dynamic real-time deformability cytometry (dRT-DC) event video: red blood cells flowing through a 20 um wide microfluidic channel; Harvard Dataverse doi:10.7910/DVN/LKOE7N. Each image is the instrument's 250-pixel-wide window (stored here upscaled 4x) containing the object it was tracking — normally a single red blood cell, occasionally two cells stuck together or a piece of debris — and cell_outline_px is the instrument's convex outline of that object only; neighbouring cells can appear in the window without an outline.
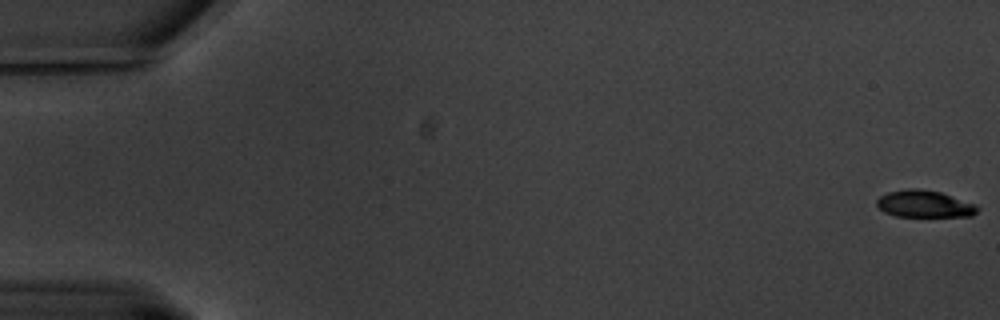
{"species": "common noctule bat (a hibernating species)", "species_latin": "Nyctalus noctula", "temperature_condition": "warm", "stored_images_in_passage": 63, "camera_frame_rate_fps": 3000, "um_per_image_px": 0.085, "animal": {"sex": "male", "body_mass_g": 20.1, "forearm_length_mm": 53.5}, "frame": {"image": 1, "passage_image": 1, "time_ms": 0.0, "image_size_px": [1000, 320], "cell_outline_px": [[980, 208], [972, 216], [896, 216], [884, 212], [876, 204], [876, 200], [880, 196], [888, 192], [908, 188], [920, 188], [940, 192], [976, 204]], "centroid_in_image_um": [78.57, 17.32], "position_along_channel_um": 6.4, "area_um2": 15.84}}
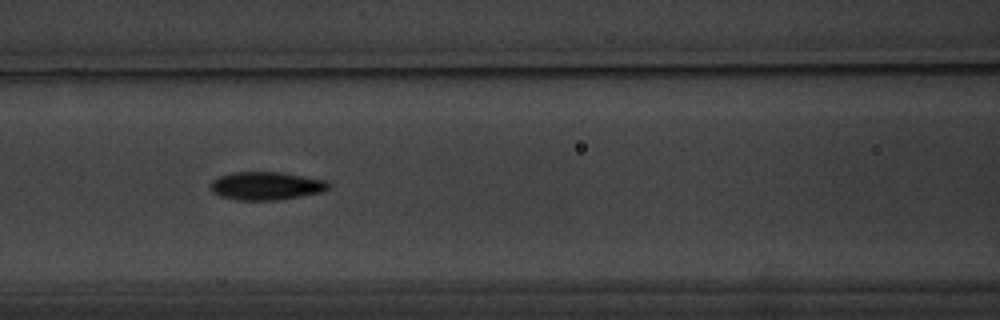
{"frame": {"image": 2, "passage_image": 28, "time_ms": 9.0, "image_size_px": [1000, 320], "cell_outline_px": [[332, 184], [324, 192], [300, 196], [272, 200], [236, 200], [220, 196], [212, 192], [212, 180], [220, 176], [232, 172], [280, 172], [328, 180]], "centroid_in_image_um": [22.66, 15.79], "position_along_channel_um": 143.9, "area_um2": 19.36}}
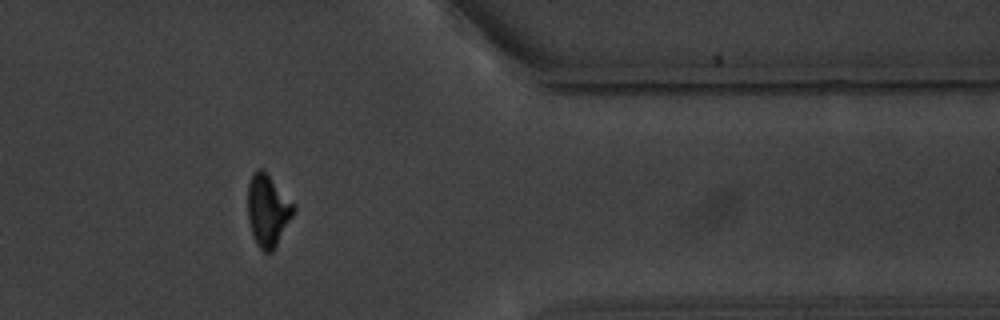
{"frame": {"image": 3, "passage_image": 52, "time_ms": 17.0, "image_size_px": [1000, 320], "cell_outline_px": [[296, 208], [292, 216], [272, 252], [264, 252], [260, 248], [252, 236], [248, 220], [248, 184], [252, 172], [256, 168], [260, 168], [296, 204]], "centroid_in_image_um": [22.75, 17.88], "position_along_channel_um": 388.7, "area_um2": 19.02}, "authors_computed_cell_mechanics": {"area_um2": 18.496, "velocity_mm_per_s": 3.2691, "shape_relaxation_time_tau1_ms": 3.047, "shape_relaxation_time_tau2_ms": 2.8157, "deformation_change_tau1": 0.1612, "deformation_change_tau2": 0.0494}}